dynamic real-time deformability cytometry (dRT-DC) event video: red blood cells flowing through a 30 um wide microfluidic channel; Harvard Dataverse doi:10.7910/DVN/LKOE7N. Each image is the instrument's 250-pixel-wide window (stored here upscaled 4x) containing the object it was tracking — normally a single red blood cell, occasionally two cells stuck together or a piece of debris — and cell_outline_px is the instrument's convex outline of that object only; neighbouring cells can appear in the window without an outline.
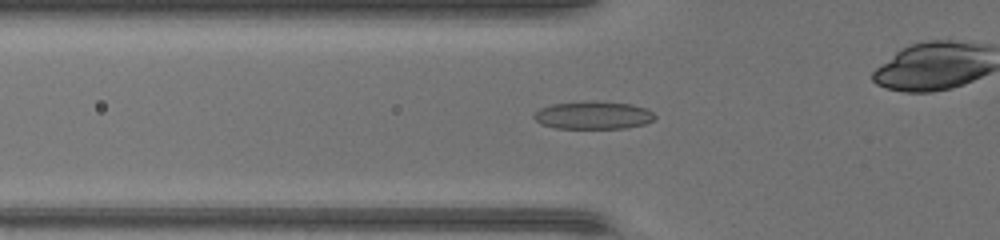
{"species": "common noctule bat (a hibernating species)", "species_latin": "Nyctalus noctula", "temperature_condition": "warm", "stored_images_in_passage": 48, "camera_frame_rate_fps": 3000, "um_per_image_px": 0.085, "animal": {"sex": "female", "body_mass_g": 17.0, "forearm_length_mm": 48.0}, "frame": {"image": 1, "passage_image": 18, "time_ms": 5.667, "image_size_px": [1000, 240], "cell_outline_px": [[656, 116], [652, 120], [644, 124], [624, 128], [556, 128], [540, 124], [532, 116], [540, 108], [552, 104], [628, 104], [644, 108], [652, 112]], "centroid_in_image_um": [50.39, 9.85], "position_along_channel_um": 75.4, "area_um2": 18.38}}
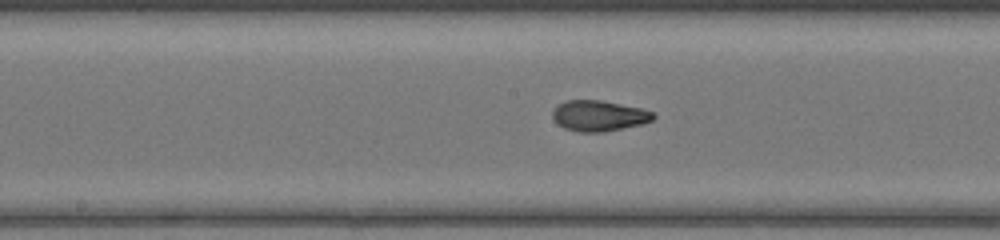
{"frame": {"image": 2, "passage_image": 26, "time_ms": 8.333, "image_size_px": [1000, 240], "cell_outline_px": [[656, 116], [652, 120], [644, 124], [604, 132], [580, 132], [564, 128], [556, 124], [552, 116], [552, 112], [560, 104], [568, 100], [600, 100], [640, 108], [652, 112]], "centroid_in_image_um": [50.91, 9.86], "position_along_channel_um": 197.3, "area_um2": 17.98}}
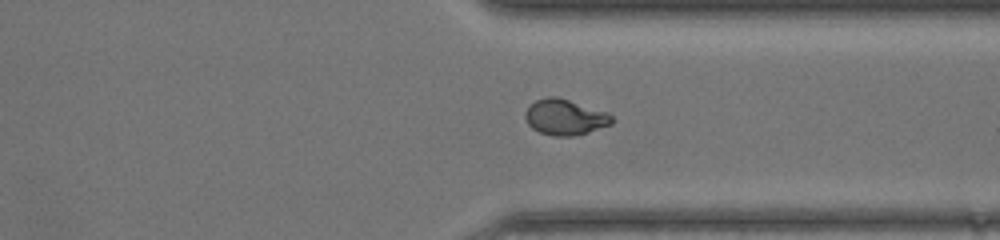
{"frame": {"image": 3, "passage_image": 37, "time_ms": 12.0, "image_size_px": [1000, 240], "cell_outline_px": [[612, 124], [588, 132], [572, 136], [552, 136], [540, 132], [532, 128], [528, 124], [524, 116], [524, 112], [536, 100], [548, 96], [556, 96], [608, 112], [612, 116]], "centroid_in_image_um": [48.02, 9.96], "position_along_channel_um": 363.4, "area_um2": 17.98}}